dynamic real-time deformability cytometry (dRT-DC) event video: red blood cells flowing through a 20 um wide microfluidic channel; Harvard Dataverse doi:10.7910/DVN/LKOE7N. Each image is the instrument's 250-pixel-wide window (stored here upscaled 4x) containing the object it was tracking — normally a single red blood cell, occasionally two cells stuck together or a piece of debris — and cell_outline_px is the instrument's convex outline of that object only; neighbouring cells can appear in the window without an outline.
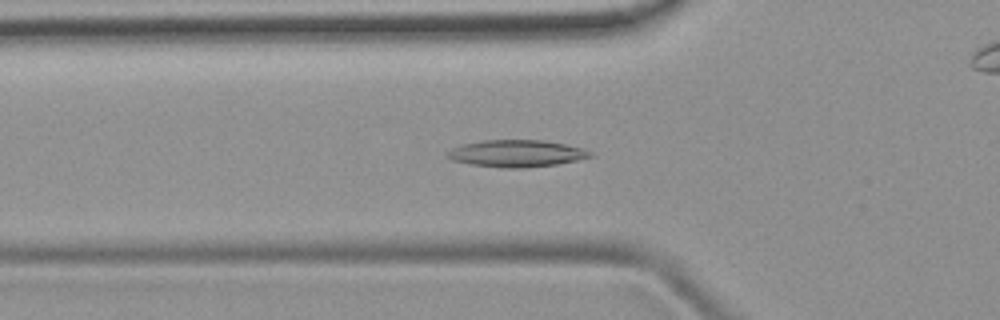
{"species": "common noctule bat (a hibernating species)", "species_latin": "Nyctalus noctula", "temperature_condition": "room temperature", "stored_images_in_passage": 42, "camera_frame_rate_fps": 3000, "um_per_image_px": 0.085, "animal": {"sex": "female", "body_mass_g": 19.9}, "frame": {"image": 1, "passage_image": 9, "time_ms": 2.667, "image_size_px": [1000, 320], "cell_outline_px": [[596, 156], [556, 164], [524, 168], [504, 168], [472, 164], [452, 160], [444, 156], [452, 148], [464, 144], [480, 140], [544, 140], [564, 144], [580, 148], [592, 152]], "centroid_in_image_um": [43.9, 13.04], "position_along_channel_um": 81.9, "area_um2": 22.37}}
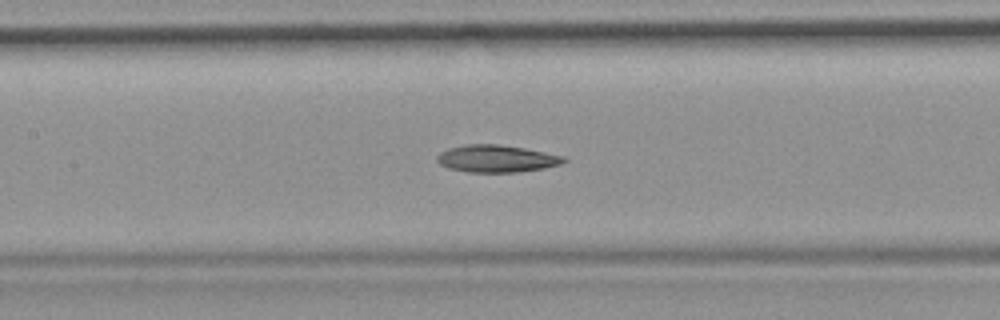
{"frame": {"image": 2, "passage_image": 15, "time_ms": 4.667, "image_size_px": [1000, 320], "cell_outline_px": [[568, 160], [560, 164], [544, 168], [516, 172], [468, 172], [448, 168], [440, 164], [436, 160], [436, 156], [440, 152], [448, 148], [464, 144], [496, 144], [524, 148], [564, 156]], "centroid_in_image_um": [42.17, 13.48], "position_along_channel_um": 165.2, "area_um2": 20.11}}
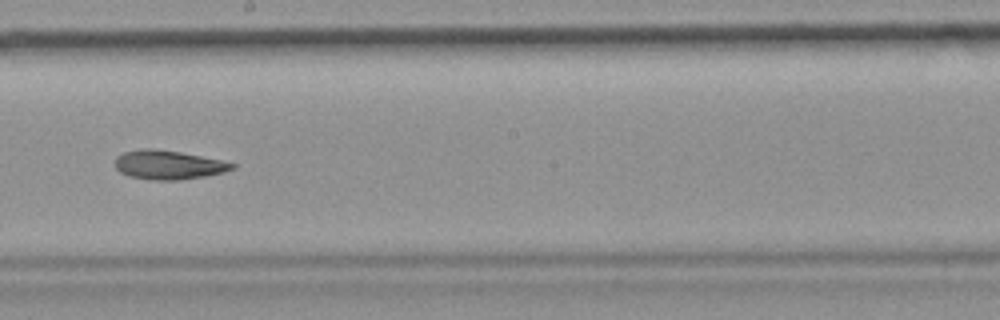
{"frame": {"image": 3, "passage_image": 20, "time_ms": 6.333, "image_size_px": [1000, 320], "cell_outline_px": [[236, 168], [224, 172], [204, 176], [180, 180], [152, 180], [128, 176], [120, 172], [116, 168], [116, 156], [124, 152], [144, 148], [152, 148], [180, 152], [220, 160], [236, 164]], "centroid_in_image_um": [14.3, 14.02], "position_along_channel_um": 233.9, "area_um2": 19.71}}